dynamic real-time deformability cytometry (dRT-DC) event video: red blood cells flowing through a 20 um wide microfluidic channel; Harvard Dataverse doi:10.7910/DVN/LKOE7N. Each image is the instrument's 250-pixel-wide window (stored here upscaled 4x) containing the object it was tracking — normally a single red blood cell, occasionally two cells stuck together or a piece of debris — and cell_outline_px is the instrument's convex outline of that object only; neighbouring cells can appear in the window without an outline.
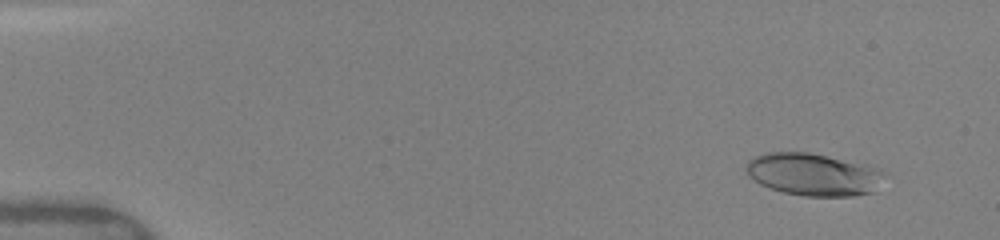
{"species": "human", "species_latin": "Homo sapiens", "temperature_condition": "warm", "stored_images_in_passage": 25, "camera_frame_rate_fps": 3000, "um_per_image_px": 0.085, "donor": {"sex": "female"}, "frame": {"image": 1, "passage_image": 4, "time_ms": 1.0, "image_size_px": [1000, 240], "cell_outline_px": [[884, 176], [876, 192], [856, 196], [804, 196], [784, 192], [760, 184], [748, 176], [744, 168], [748, 160], [756, 156], [768, 152], [808, 152], [868, 164], [884, 168]], "centroid_in_image_um": [69.19, 14.82], "position_along_channel_um": 15.8, "area_um2": 34.68}}
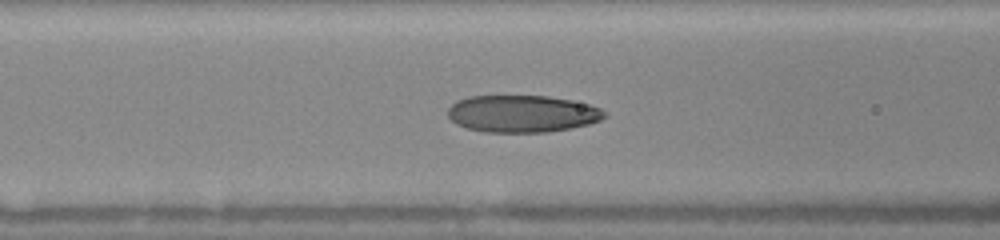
{"frame": {"image": 2, "passage_image": 19, "time_ms": 6.667, "image_size_px": [1000, 240], "cell_outline_px": [[608, 116], [600, 120], [588, 124], [548, 132], [484, 132], [468, 128], [456, 124], [448, 116], [448, 108], [456, 100], [468, 96], [548, 96], [572, 100], [588, 104], [600, 108], [608, 112]], "centroid_in_image_um": [44.39, 9.66], "position_along_channel_um": 122.2, "area_um2": 33.99}}
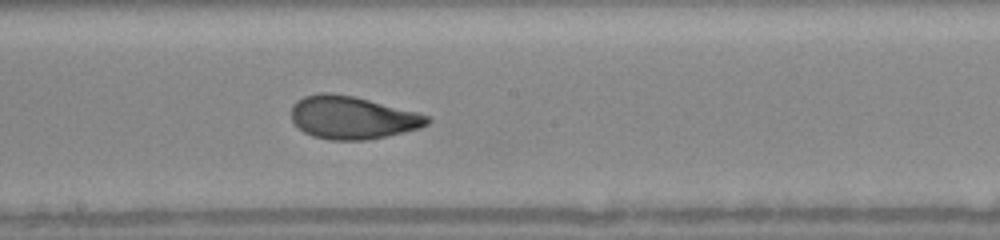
{"frame": {"image": 3, "passage_image": 25, "time_ms": 9.0, "image_size_px": [1000, 240], "cell_outline_px": [[432, 120], [428, 124], [420, 128], [388, 136], [364, 140], [328, 140], [312, 136], [304, 132], [292, 120], [292, 104], [296, 100], [304, 96], [320, 92], [328, 92], [352, 96], [432, 116]], "centroid_in_image_um": [29.95, 10.0], "position_along_channel_um": 218.2, "area_um2": 33.93}}